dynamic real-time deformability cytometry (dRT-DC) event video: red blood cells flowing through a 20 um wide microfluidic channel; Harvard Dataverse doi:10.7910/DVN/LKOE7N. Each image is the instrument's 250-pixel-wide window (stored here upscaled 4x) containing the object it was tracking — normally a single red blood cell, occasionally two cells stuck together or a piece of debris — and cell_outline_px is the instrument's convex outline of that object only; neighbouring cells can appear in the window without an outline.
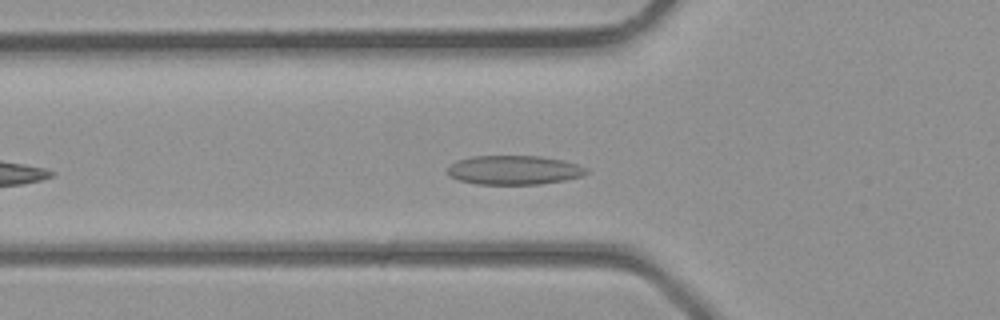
{"species": "common noctule bat (a hibernating species)", "species_latin": "Nyctalus noctula", "temperature_condition": "room temperature", "stored_images_in_passage": 30, "camera_frame_rate_fps": 3000, "um_per_image_px": 0.085, "animal": {"sex": "male", "body_mass_g": 23.1, "forearm_length_mm": 52.7}, "frame": {"image": 1, "passage_image": 6, "time_ms": 1.667, "image_size_px": [1000, 320], "cell_outline_px": [[588, 172], [580, 176], [564, 180], [540, 184], [476, 184], [460, 180], [448, 176], [444, 172], [456, 160], [472, 156], [540, 156], [564, 160], [588, 168]], "centroid_in_image_um": [43.65, 14.45], "position_along_channel_um": 82.1, "area_um2": 23.64}}
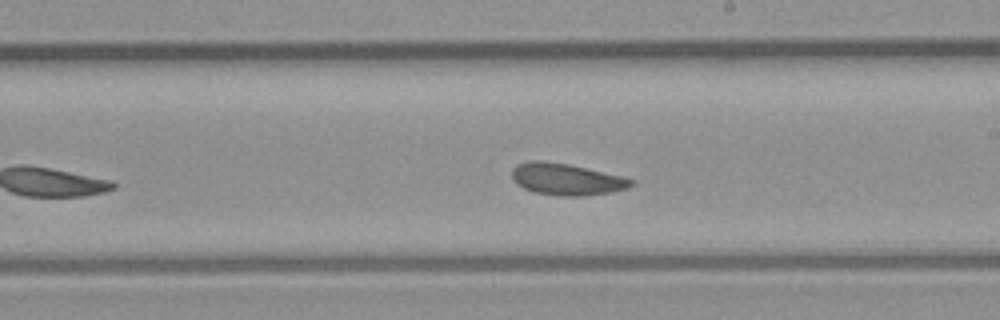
{"frame": {"image": 2, "passage_image": 15, "time_ms": 4.667, "image_size_px": [1000, 320], "cell_outline_px": [[636, 184], [628, 188], [608, 192], [584, 196], [560, 196], [536, 192], [524, 188], [516, 184], [512, 180], [512, 168], [516, 164], [528, 160], [544, 160], [568, 164], [624, 176], [636, 180]], "centroid_in_image_um": [48.15, 15.22], "position_along_channel_um": 240.8, "area_um2": 22.31}}
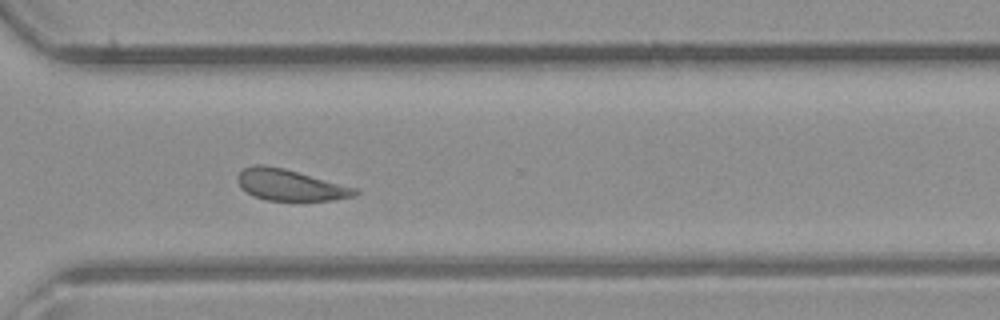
{"frame": {"image": 3, "passage_image": 21, "time_ms": 6.667, "image_size_px": [1000, 320], "cell_outline_px": [[360, 192], [356, 196], [332, 200], [264, 200], [240, 188], [236, 180], [236, 176], [244, 168], [256, 164], [264, 164], [284, 168], [360, 188]], "centroid_in_image_um": [24.7, 15.71], "position_along_channel_um": 345.9, "area_um2": 21.62}}